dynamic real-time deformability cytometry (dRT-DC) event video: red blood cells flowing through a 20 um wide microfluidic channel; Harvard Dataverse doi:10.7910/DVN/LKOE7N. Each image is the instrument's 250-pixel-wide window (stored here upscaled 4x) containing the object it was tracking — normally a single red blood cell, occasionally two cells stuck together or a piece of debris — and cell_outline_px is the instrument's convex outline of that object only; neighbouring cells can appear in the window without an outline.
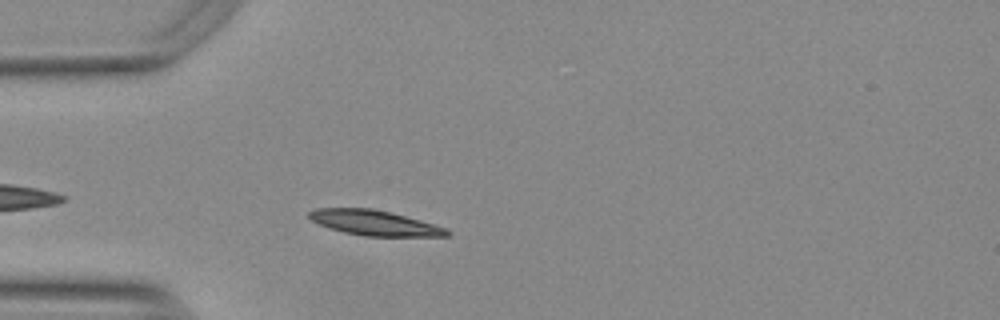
{"species": "Egyptian fruit bat (a non-hibernating species)", "species_latin": "Rousettus aegyptiacus", "temperature_condition": "warm", "stored_images_in_passage": 37, "camera_frame_rate_fps": 3000, "um_per_image_px": 0.085, "animal": {"sex": "female"}, "frame": {"image": 1, "passage_image": 4, "time_ms": 1.0, "image_size_px": [1000, 320], "cell_outline_px": [[452, 232], [448, 236], [364, 236], [344, 232], [328, 228], [312, 220], [308, 216], [308, 212], [316, 208], [372, 208], [420, 220], [448, 228]], "centroid_in_image_um": [31.84, 18.94], "position_along_channel_um": 53.2, "area_um2": 20.11}}
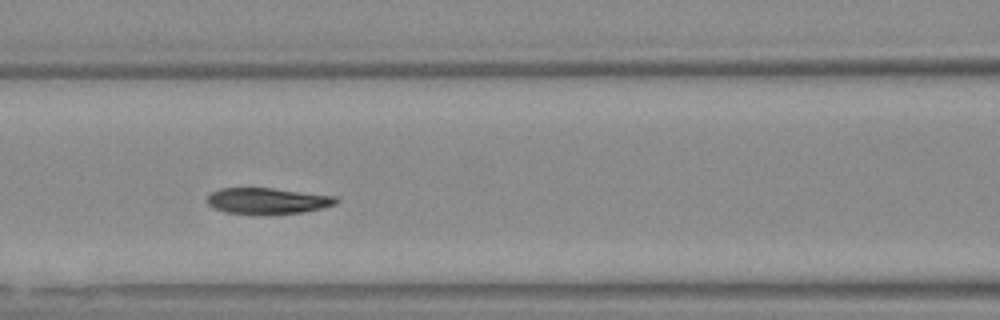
{"frame": {"image": 2, "passage_image": 12, "time_ms": 3.667, "image_size_px": [1000, 320], "cell_outline_px": [[340, 200], [336, 204], [304, 212], [264, 216], [252, 216], [224, 212], [212, 208], [208, 204], [208, 196], [212, 192], [220, 188], [272, 188], [336, 196]], "centroid_in_image_um": [22.71, 17.11], "position_along_channel_um": 143.9, "area_um2": 20.23}}
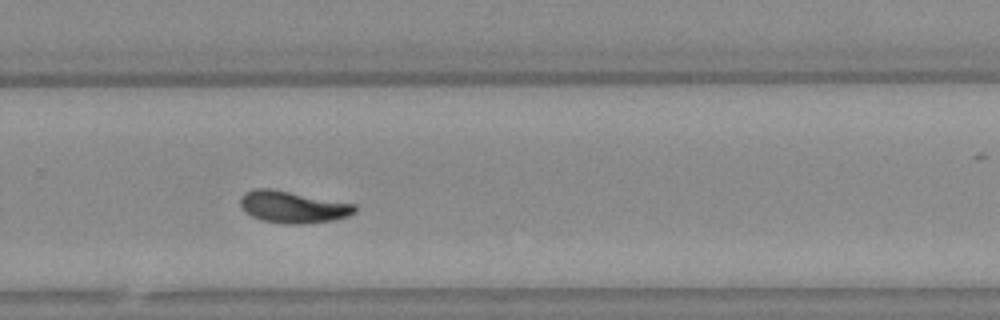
{"frame": {"image": 3, "passage_image": 25, "time_ms": 8.0, "image_size_px": [1000, 320], "cell_outline_px": [[356, 212], [348, 216], [332, 220], [304, 224], [280, 224], [260, 220], [244, 212], [240, 204], [240, 196], [244, 192], [252, 188], [272, 188], [356, 204]], "centroid_in_image_um": [24.85, 17.59], "position_along_channel_um": 304.9, "area_um2": 21.68}, "authors_computed_cell_mechanics": {"area_um2": 20.23, "velocity_mm_per_s": 3.7316, "shape_relaxation_time_tau1_ms": 5.182, "shape_relaxation_time_tau2_ms": 2.7549, "deformation_change_tau1": 0.1537, "deformation_change_tau2": 0.0492}}